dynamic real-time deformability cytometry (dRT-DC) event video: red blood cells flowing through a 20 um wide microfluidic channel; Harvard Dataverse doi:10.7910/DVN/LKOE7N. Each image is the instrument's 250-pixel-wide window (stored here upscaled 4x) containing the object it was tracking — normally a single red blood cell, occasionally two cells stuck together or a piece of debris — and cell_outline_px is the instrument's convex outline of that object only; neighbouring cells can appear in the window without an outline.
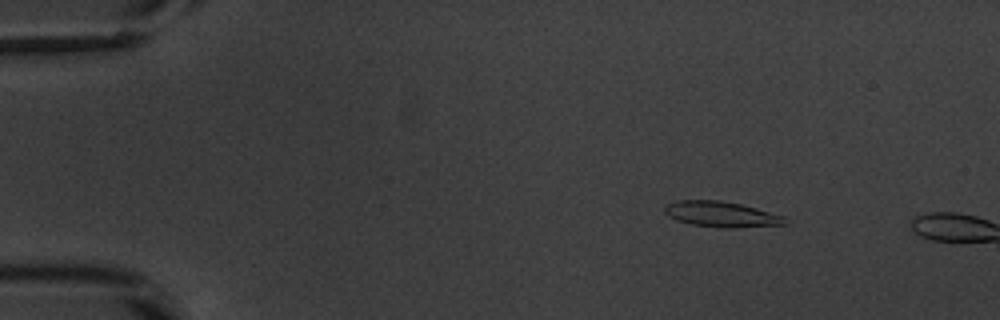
{"species": "common noctule bat (a hibernating species)", "species_latin": "Nyctalus noctula", "temperature_condition": "warm", "stored_images_in_passage": 8, "camera_frame_rate_fps": 3000, "um_per_image_px": 0.085, "animal": {"sex": "male", "body_mass_g": 20.1, "forearm_length_mm": 53.5}, "frame": {"image": 1, "passage_image": 6, "time_ms": 1.667, "image_size_px": [1000, 320], "cell_outline_px": [[784, 224], [736, 228], [720, 228], [692, 224], [676, 220], [668, 216], [664, 212], [664, 208], [668, 204], [680, 200], [720, 200], [740, 204], [756, 208], [784, 216]], "centroid_in_image_um": [61.27, 18.21], "position_along_channel_um": 23.7, "area_um2": 17.74}}